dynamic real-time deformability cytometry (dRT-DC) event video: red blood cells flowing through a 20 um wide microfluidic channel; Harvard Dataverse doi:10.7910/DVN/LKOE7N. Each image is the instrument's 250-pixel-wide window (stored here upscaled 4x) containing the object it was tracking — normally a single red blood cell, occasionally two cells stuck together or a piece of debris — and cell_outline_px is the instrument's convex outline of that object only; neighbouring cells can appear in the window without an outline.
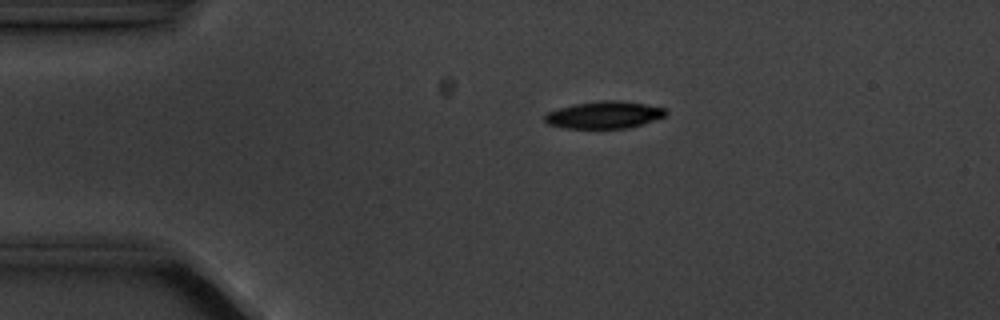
{"species": "common noctule bat (a hibernating species)", "species_latin": "Nyctalus noctula", "temperature_condition": "cold", "stored_images_in_passage": 5, "camera_frame_rate_fps": 3000, "um_per_image_px": 0.085, "animal": {"sex": "male", "body_mass_g": 20.1, "forearm_length_mm": 53.5}, "frame": {"image": 1, "passage_image": 2, "time_ms": 1.0, "image_size_px": [1000, 320], "cell_outline_px": [[668, 112], [664, 116], [628, 128], [564, 128], [548, 124], [544, 120], [544, 116], [548, 112], [560, 108], [576, 104], [600, 100], [620, 100], [644, 104], [664, 108]], "centroid_in_image_um": [51.33, 9.76], "position_along_channel_um": 33.7, "area_um2": 18.9}}